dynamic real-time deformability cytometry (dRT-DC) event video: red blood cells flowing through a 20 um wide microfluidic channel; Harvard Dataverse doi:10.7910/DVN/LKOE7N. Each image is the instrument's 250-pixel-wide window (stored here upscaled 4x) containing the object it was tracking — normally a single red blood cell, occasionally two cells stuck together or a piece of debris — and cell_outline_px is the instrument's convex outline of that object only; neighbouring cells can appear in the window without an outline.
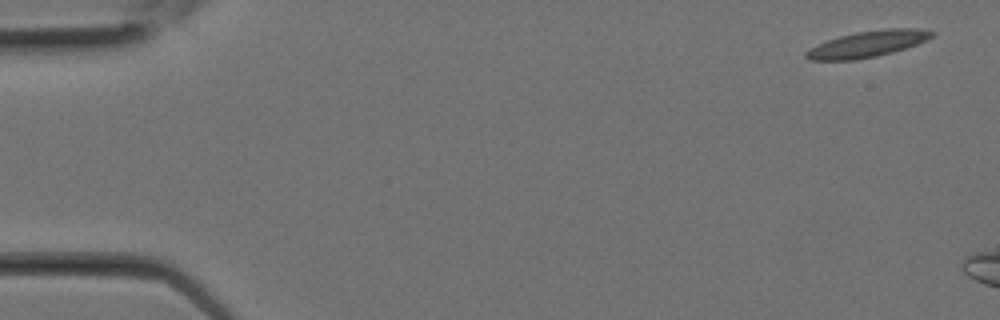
{"species": "Egyptian fruit bat (a non-hibernating species)", "species_latin": "Rousettus aegyptiacus", "temperature_condition": "room temperature", "stored_images_in_passage": 4, "camera_frame_rate_fps": 3000, "um_per_image_px": 0.085, "animal": {"sex": "female"}, "frame": {"image": 1, "passage_image": 1, "time_ms": 0.0, "image_size_px": [1000, 320], "cell_outline_px": [[936, 32], [928, 40], [892, 52], [876, 56], [856, 60], [808, 60], [804, 56], [804, 52], [816, 44], [840, 36], [856, 32], [888, 28], [920, 28]], "centroid_in_image_um": [73.73, 3.74], "position_along_channel_um": 11.3, "area_um2": 19.25}}
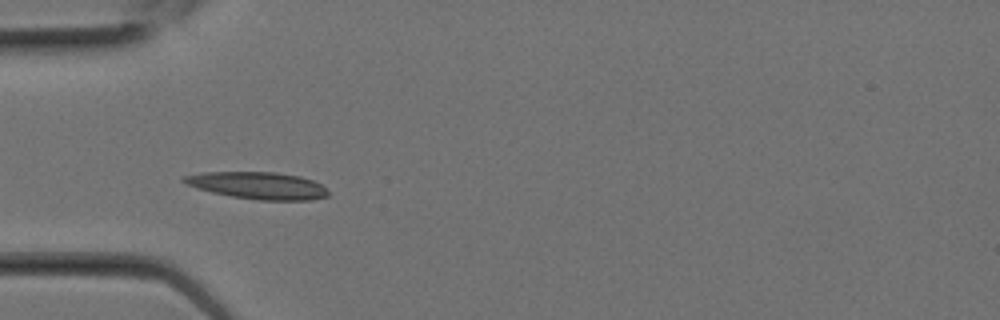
{"frame": {"image": 2, "passage_image": 4, "time_ms": 1.0, "image_size_px": [1000, 320], "cell_outline_px": [[332, 196], [312, 200], [256, 200], [232, 196], [212, 192], [196, 188], [184, 184], [180, 180], [180, 176], [204, 172], [276, 172], [300, 176], [312, 180], [320, 184]], "centroid_in_image_um": [21.89, 15.77], "position_along_channel_um": 63.1, "area_um2": 23.0}}